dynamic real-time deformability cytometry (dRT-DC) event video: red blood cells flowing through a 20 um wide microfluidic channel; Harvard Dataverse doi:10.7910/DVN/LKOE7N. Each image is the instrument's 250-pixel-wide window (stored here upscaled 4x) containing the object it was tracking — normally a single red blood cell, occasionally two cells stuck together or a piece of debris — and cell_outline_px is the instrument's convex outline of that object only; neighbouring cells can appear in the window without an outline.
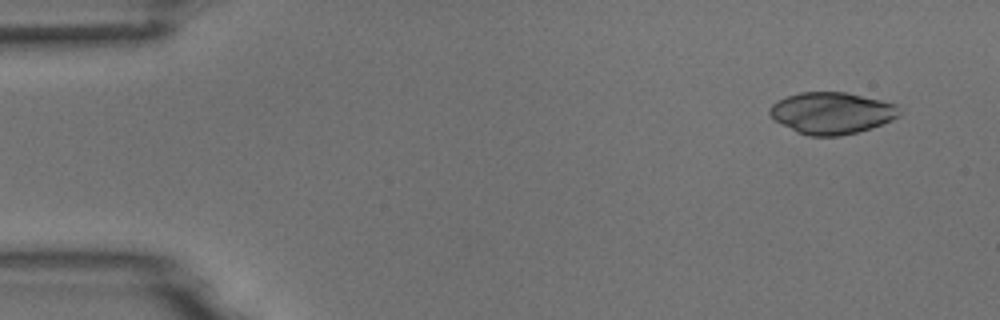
{"species": "common noctule bat (a hibernating species)", "species_latin": "Nyctalus noctula", "temperature_condition": "room temperature", "stored_images_in_passage": 4, "camera_frame_rate_fps": 3000, "um_per_image_px": 0.085, "animal": {"sex": "male", "body_mass_g": 18.8}, "frame": {"image": 1, "passage_image": 1, "time_ms": 0.0, "image_size_px": [1000, 320], "cell_outline_px": [[900, 116], [892, 120], [872, 128], [840, 136], [808, 136], [796, 132], [776, 120], [768, 112], [772, 104], [788, 96], [800, 92], [848, 92], [896, 104], [900, 108]], "centroid_in_image_um": [70.73, 9.61], "position_along_channel_um": 14.3, "area_um2": 31.44}}